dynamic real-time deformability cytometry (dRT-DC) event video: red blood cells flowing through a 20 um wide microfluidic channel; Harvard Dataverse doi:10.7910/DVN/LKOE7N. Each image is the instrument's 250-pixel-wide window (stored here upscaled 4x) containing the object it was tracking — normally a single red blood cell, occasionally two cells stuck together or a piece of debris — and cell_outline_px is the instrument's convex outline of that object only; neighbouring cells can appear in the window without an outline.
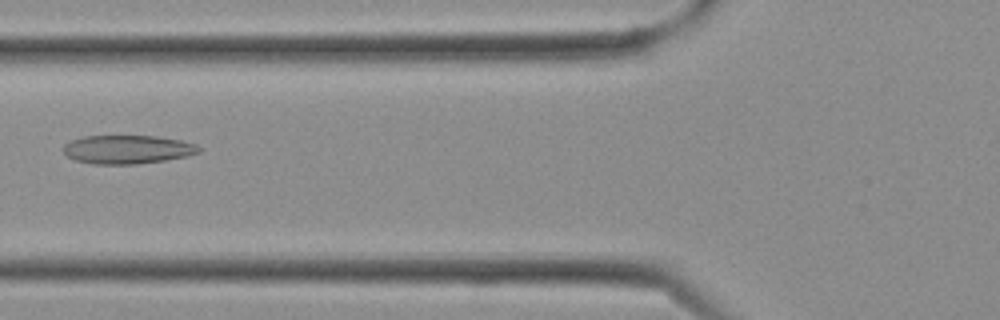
{"species": "Egyptian fruit bat (a non-hibernating species)", "species_latin": "Rousettus aegyptiacus", "temperature_condition": "cold", "stored_images_in_passage": 7, "camera_frame_rate_fps": 3000, "um_per_image_px": 0.085, "frame": {"image": 1, "passage_image": 4, "time_ms": 1.0, "image_size_px": [1000, 320], "cell_outline_px": [[200, 152], [188, 156], [164, 160], [136, 164], [92, 164], [76, 160], [68, 156], [64, 152], [64, 144], [72, 140], [84, 136], [156, 136], [180, 140], [196, 144], [200, 148]], "centroid_in_image_um": [10.85, 12.7], "position_along_channel_um": 115.0, "area_um2": 22.48}}
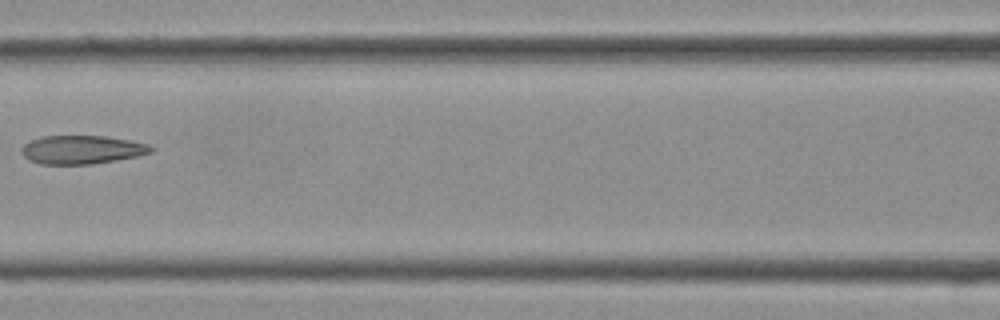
{"frame": {"image": 2, "passage_image": 6, "time_ms": 1.667, "image_size_px": [1000, 320], "cell_outline_px": [[156, 148], [152, 152], [140, 156], [92, 164], [40, 164], [28, 160], [20, 152], [20, 148], [24, 144], [32, 140], [44, 136], [104, 136], [128, 140], [148, 144]], "centroid_in_image_um": [6.96, 12.73], "position_along_channel_um": 159.6, "area_um2": 21.62}}